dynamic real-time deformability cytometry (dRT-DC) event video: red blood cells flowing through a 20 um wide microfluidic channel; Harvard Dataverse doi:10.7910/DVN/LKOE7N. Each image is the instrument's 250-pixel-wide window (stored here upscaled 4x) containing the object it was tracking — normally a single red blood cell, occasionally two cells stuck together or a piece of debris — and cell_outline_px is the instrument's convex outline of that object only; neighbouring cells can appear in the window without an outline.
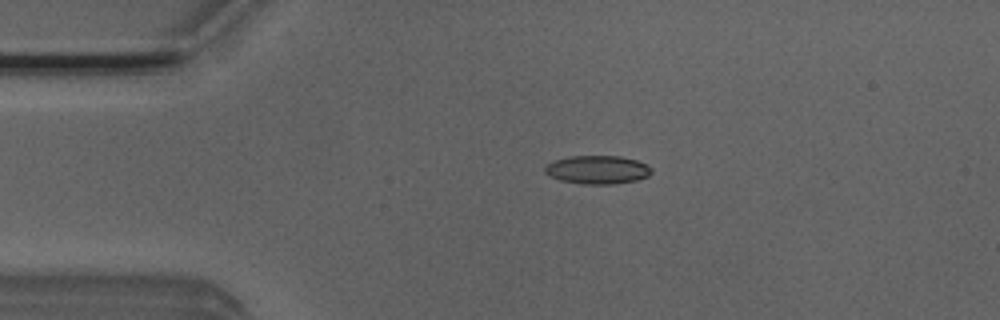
{"species": "Egyptian fruit bat (a non-hibernating species)", "species_latin": "Rousettus aegyptiacus", "temperature_condition": "room temperature", "stored_images_in_passage": 39, "camera_frame_rate_fps": 3000, "um_per_image_px": 0.085, "animal": {"sex": "male"}, "frame": {"image": 1, "passage_image": 3, "time_ms": 0.667, "image_size_px": [1000, 320], "cell_outline_px": [[652, 172], [648, 176], [636, 180], [612, 184], [580, 184], [560, 180], [548, 176], [544, 172], [544, 168], [548, 164], [556, 160], [568, 156], [620, 156], [636, 160], [652, 168]], "centroid_in_image_um": [50.76, 14.43], "position_along_channel_um": 34.2, "area_um2": 17.63}}
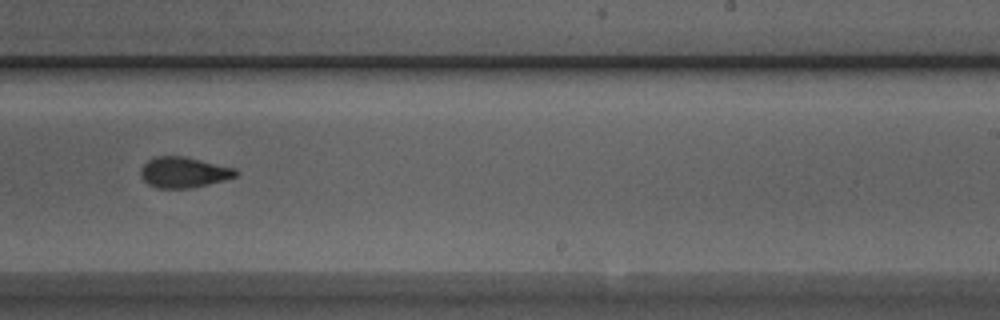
{"frame": {"image": 2, "passage_image": 24, "time_ms": 7.667, "image_size_px": [1000, 320], "cell_outline_px": [[240, 172], [236, 176], [224, 180], [208, 184], [188, 188], [156, 188], [148, 184], [140, 176], [140, 168], [148, 160], [156, 156], [184, 156], [236, 168]], "centroid_in_image_um": [15.61, 14.64], "position_along_channel_um": 273.4, "area_um2": 17.05}}
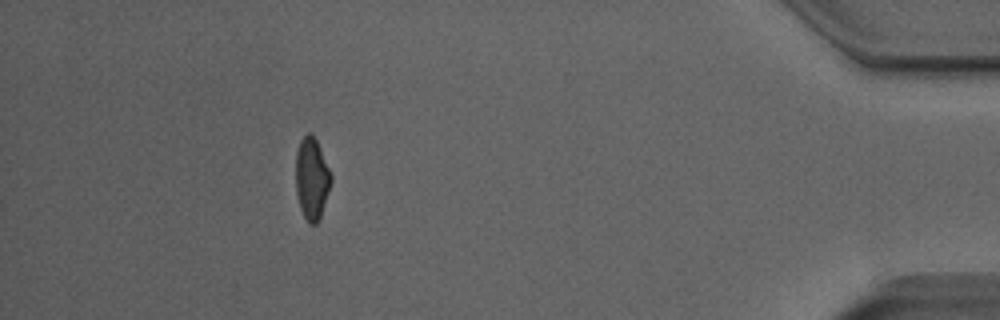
{"frame": {"image": 3, "passage_image": 39, "time_ms": 12.667, "image_size_px": [1000, 320], "cell_outline_px": [[332, 180], [320, 216], [316, 224], [308, 224], [300, 208], [296, 196], [296, 152], [300, 140], [308, 132], [316, 140], [332, 176]], "centroid_in_image_um": [26.48, 15.2], "position_along_channel_um": 408.7, "area_um2": 16.59}, "authors_computed_cell_mechanics": {"area_um2": 17.4556, "velocity_mm_per_s": 3.936, "shape_relaxation_time_tau1_ms": 5.9658, "shape_relaxation_time_tau2_ms": 1.7331, "deformation_change_tau1": 0.1498, "deformation_change_tau2": 0.0806}}